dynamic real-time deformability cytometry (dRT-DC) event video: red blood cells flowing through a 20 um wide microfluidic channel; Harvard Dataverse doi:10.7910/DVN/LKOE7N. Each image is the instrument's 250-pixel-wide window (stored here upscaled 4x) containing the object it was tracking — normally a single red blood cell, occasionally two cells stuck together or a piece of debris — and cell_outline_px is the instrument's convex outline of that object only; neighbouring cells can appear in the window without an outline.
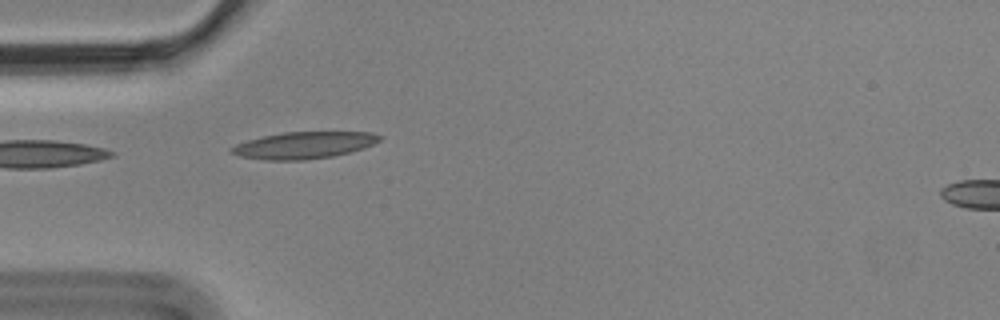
{"species": "Egyptian fruit bat (a non-hibernating species)", "species_latin": "Rousettus aegyptiacus", "temperature_condition": "cold", "stored_images_in_passage": 4, "camera_frame_rate_fps": 3000, "um_per_image_px": 0.085, "animal": {"sex": "male"}, "frame": {"image": 1, "passage_image": 4, "time_ms": 1.0, "image_size_px": [1000, 320], "cell_outline_px": [[380, 140], [364, 148], [352, 152], [332, 156], [304, 160], [264, 160], [240, 156], [228, 152], [228, 148], [236, 144], [248, 140], [264, 136], [284, 132], [372, 132], [380, 136]], "centroid_in_image_um": [25.8, 12.35], "position_along_channel_um": 59.2, "area_um2": 23.12}}